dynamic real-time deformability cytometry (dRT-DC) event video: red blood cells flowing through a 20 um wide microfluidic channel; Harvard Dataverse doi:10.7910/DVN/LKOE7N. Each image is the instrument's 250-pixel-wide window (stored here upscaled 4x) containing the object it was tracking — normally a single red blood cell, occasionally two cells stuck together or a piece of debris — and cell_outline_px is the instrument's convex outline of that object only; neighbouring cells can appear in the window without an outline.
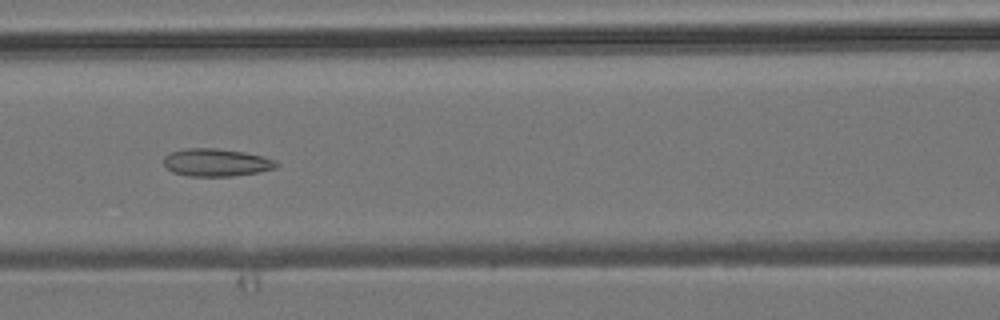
{"species": "common noctule bat (a hibernating species)", "species_latin": "Nyctalus noctula", "temperature_condition": "room temperature", "stored_images_in_passage": 8, "camera_frame_rate_fps": 3000, "um_per_image_px": 0.085, "animal": {"sex": "male", "body_mass_g": 19.2, "forearm_length_mm": 51.8}, "frame": {"image": 1, "passage_image": 6, "time_ms": 6.667, "image_size_px": [1000, 320], "cell_outline_px": [[280, 164], [276, 168], [256, 172], [232, 176], [188, 176], [172, 172], [164, 164], [164, 156], [172, 152], [188, 148], [212, 148], [244, 152], [264, 156], [276, 160]], "centroid_in_image_um": [18.41, 13.81], "position_along_channel_um": 148.2, "area_um2": 18.09}}
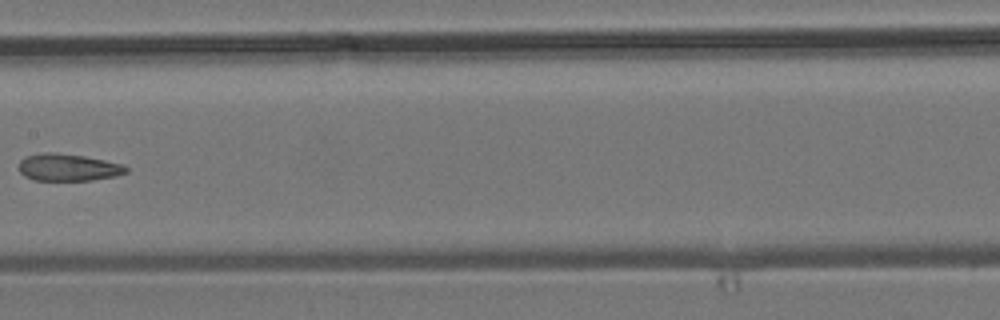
{"frame": {"image": 2, "passage_image": 7, "time_ms": 8.0, "image_size_px": [1000, 320], "cell_outline_px": [[128, 172], [116, 176], [92, 180], [36, 180], [24, 176], [20, 172], [20, 160], [24, 156], [40, 152], [56, 152], [84, 156], [104, 160], [120, 164], [128, 168]], "centroid_in_image_um": [5.77, 14.22], "position_along_channel_um": 201.6, "area_um2": 16.99}}
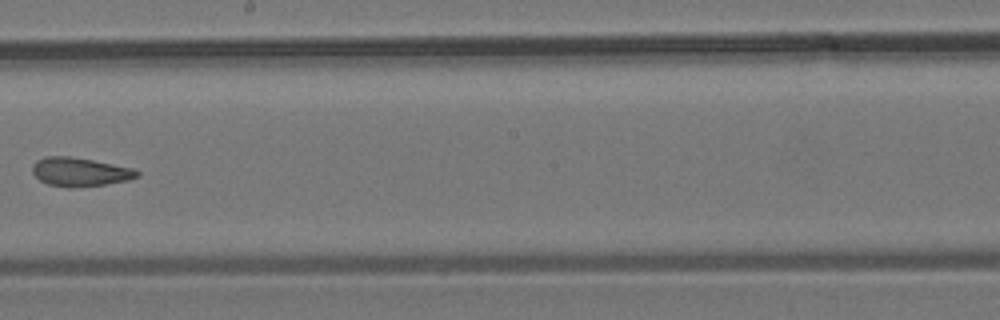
{"frame": {"image": 3, "passage_image": 8, "time_ms": 9.0, "image_size_px": [1000, 320], "cell_outline_px": [[140, 176], [128, 180], [104, 184], [76, 188], [68, 188], [48, 184], [40, 180], [32, 172], [32, 164], [36, 160], [44, 156], [68, 156], [92, 160], [132, 168], [140, 172]], "centroid_in_image_um": [6.77, 14.61], "position_along_channel_um": 241.4, "area_um2": 17.57}}